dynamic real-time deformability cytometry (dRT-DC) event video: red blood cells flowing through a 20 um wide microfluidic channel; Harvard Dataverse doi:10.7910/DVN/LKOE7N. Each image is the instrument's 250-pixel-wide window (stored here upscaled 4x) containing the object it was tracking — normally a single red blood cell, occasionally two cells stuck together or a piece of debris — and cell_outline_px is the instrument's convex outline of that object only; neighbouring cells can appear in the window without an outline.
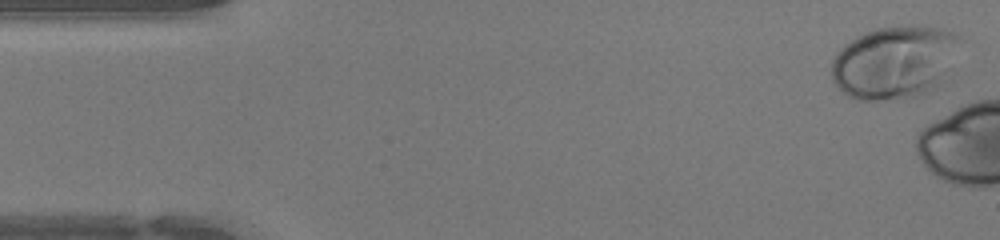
{"species": "human", "species_latin": "Homo sapiens", "temperature_condition": "warm", "stored_images_in_passage": 5, "camera_frame_rate_fps": 3000, "um_per_image_px": 0.085, "donor": {"sex": "female"}, "frame": {"image": 1, "passage_image": 1, "time_ms": 0.0, "image_size_px": [1000, 240], "cell_outline_px": [[960, 40], [944, 84], [924, 96], [896, 100], [860, 100], [848, 96], [832, 80], [832, 60], [840, 48], [844, 44], [856, 36], [876, 28], [912, 24], [920, 24], [940, 28], [952, 32], [960, 36]], "centroid_in_image_um": [76.07, 5.3], "position_along_channel_um": 8.9, "area_um2": 55.66}}